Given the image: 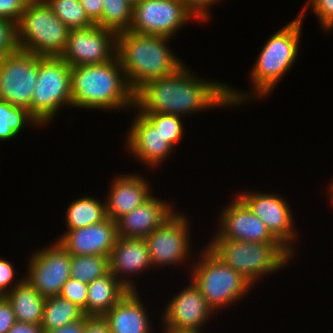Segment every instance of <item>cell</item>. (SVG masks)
<instances>
[{"label": "cell", "instance_id": "cell-28", "mask_svg": "<svg viewBox=\"0 0 333 333\" xmlns=\"http://www.w3.org/2000/svg\"><path fill=\"white\" fill-rule=\"evenodd\" d=\"M110 272L109 257L103 255H71L70 278L89 284Z\"/></svg>", "mask_w": 333, "mask_h": 333}, {"label": "cell", "instance_id": "cell-39", "mask_svg": "<svg viewBox=\"0 0 333 333\" xmlns=\"http://www.w3.org/2000/svg\"><path fill=\"white\" fill-rule=\"evenodd\" d=\"M83 333H111L110 326L104 316L85 315V326Z\"/></svg>", "mask_w": 333, "mask_h": 333}, {"label": "cell", "instance_id": "cell-10", "mask_svg": "<svg viewBox=\"0 0 333 333\" xmlns=\"http://www.w3.org/2000/svg\"><path fill=\"white\" fill-rule=\"evenodd\" d=\"M197 19L182 0H142L133 6L130 31L172 38Z\"/></svg>", "mask_w": 333, "mask_h": 333}, {"label": "cell", "instance_id": "cell-14", "mask_svg": "<svg viewBox=\"0 0 333 333\" xmlns=\"http://www.w3.org/2000/svg\"><path fill=\"white\" fill-rule=\"evenodd\" d=\"M247 207L259 217L271 234L293 255V241L297 239L294 219L289 204L283 197L269 193L241 192L236 195Z\"/></svg>", "mask_w": 333, "mask_h": 333}, {"label": "cell", "instance_id": "cell-3", "mask_svg": "<svg viewBox=\"0 0 333 333\" xmlns=\"http://www.w3.org/2000/svg\"><path fill=\"white\" fill-rule=\"evenodd\" d=\"M70 82L72 108L133 110L135 107V93L118 57L102 64L72 67Z\"/></svg>", "mask_w": 333, "mask_h": 333}, {"label": "cell", "instance_id": "cell-31", "mask_svg": "<svg viewBox=\"0 0 333 333\" xmlns=\"http://www.w3.org/2000/svg\"><path fill=\"white\" fill-rule=\"evenodd\" d=\"M165 140L173 147L177 146L185 133L182 117L168 113H141Z\"/></svg>", "mask_w": 333, "mask_h": 333}, {"label": "cell", "instance_id": "cell-35", "mask_svg": "<svg viewBox=\"0 0 333 333\" xmlns=\"http://www.w3.org/2000/svg\"><path fill=\"white\" fill-rule=\"evenodd\" d=\"M30 0H0V18L18 23Z\"/></svg>", "mask_w": 333, "mask_h": 333}, {"label": "cell", "instance_id": "cell-6", "mask_svg": "<svg viewBox=\"0 0 333 333\" xmlns=\"http://www.w3.org/2000/svg\"><path fill=\"white\" fill-rule=\"evenodd\" d=\"M70 29L44 0H30L17 23L19 50L37 56H61Z\"/></svg>", "mask_w": 333, "mask_h": 333}, {"label": "cell", "instance_id": "cell-9", "mask_svg": "<svg viewBox=\"0 0 333 333\" xmlns=\"http://www.w3.org/2000/svg\"><path fill=\"white\" fill-rule=\"evenodd\" d=\"M38 75V56L17 50L0 59V100L29 110Z\"/></svg>", "mask_w": 333, "mask_h": 333}, {"label": "cell", "instance_id": "cell-24", "mask_svg": "<svg viewBox=\"0 0 333 333\" xmlns=\"http://www.w3.org/2000/svg\"><path fill=\"white\" fill-rule=\"evenodd\" d=\"M5 297L12 305L16 321L41 325L46 297L39 294L25 278Z\"/></svg>", "mask_w": 333, "mask_h": 333}, {"label": "cell", "instance_id": "cell-11", "mask_svg": "<svg viewBox=\"0 0 333 333\" xmlns=\"http://www.w3.org/2000/svg\"><path fill=\"white\" fill-rule=\"evenodd\" d=\"M118 33L94 24L85 29H70L61 58L71 67L102 64L117 57Z\"/></svg>", "mask_w": 333, "mask_h": 333}, {"label": "cell", "instance_id": "cell-37", "mask_svg": "<svg viewBox=\"0 0 333 333\" xmlns=\"http://www.w3.org/2000/svg\"><path fill=\"white\" fill-rule=\"evenodd\" d=\"M15 274V268L12 263L0 258V290L5 295L23 280L22 278L19 281L14 280Z\"/></svg>", "mask_w": 333, "mask_h": 333}, {"label": "cell", "instance_id": "cell-41", "mask_svg": "<svg viewBox=\"0 0 333 333\" xmlns=\"http://www.w3.org/2000/svg\"><path fill=\"white\" fill-rule=\"evenodd\" d=\"M84 326L85 315L79 320L69 322L58 329L44 331V333H83Z\"/></svg>", "mask_w": 333, "mask_h": 333}, {"label": "cell", "instance_id": "cell-8", "mask_svg": "<svg viewBox=\"0 0 333 333\" xmlns=\"http://www.w3.org/2000/svg\"><path fill=\"white\" fill-rule=\"evenodd\" d=\"M71 66L60 56H38V75L31 100V115L40 127L52 122L60 108H72Z\"/></svg>", "mask_w": 333, "mask_h": 333}, {"label": "cell", "instance_id": "cell-16", "mask_svg": "<svg viewBox=\"0 0 333 333\" xmlns=\"http://www.w3.org/2000/svg\"><path fill=\"white\" fill-rule=\"evenodd\" d=\"M218 233L212 238L246 242H279L267 229L265 223L252 213L236 196L231 204L222 208Z\"/></svg>", "mask_w": 333, "mask_h": 333}, {"label": "cell", "instance_id": "cell-34", "mask_svg": "<svg viewBox=\"0 0 333 333\" xmlns=\"http://www.w3.org/2000/svg\"><path fill=\"white\" fill-rule=\"evenodd\" d=\"M88 284L69 278L64 284L59 294L60 297L69 300L83 310L86 315V300Z\"/></svg>", "mask_w": 333, "mask_h": 333}, {"label": "cell", "instance_id": "cell-44", "mask_svg": "<svg viewBox=\"0 0 333 333\" xmlns=\"http://www.w3.org/2000/svg\"><path fill=\"white\" fill-rule=\"evenodd\" d=\"M331 181L332 182L330 183L329 188H327V189L329 191L328 194H330L331 195L330 197H332L331 199H333V179ZM332 202H333V200H332Z\"/></svg>", "mask_w": 333, "mask_h": 333}, {"label": "cell", "instance_id": "cell-25", "mask_svg": "<svg viewBox=\"0 0 333 333\" xmlns=\"http://www.w3.org/2000/svg\"><path fill=\"white\" fill-rule=\"evenodd\" d=\"M65 217L67 231L102 222L107 218L106 202L92 196L80 197L67 207Z\"/></svg>", "mask_w": 333, "mask_h": 333}, {"label": "cell", "instance_id": "cell-22", "mask_svg": "<svg viewBox=\"0 0 333 333\" xmlns=\"http://www.w3.org/2000/svg\"><path fill=\"white\" fill-rule=\"evenodd\" d=\"M138 295L137 290L128 291L104 315L111 333H152L149 313Z\"/></svg>", "mask_w": 333, "mask_h": 333}, {"label": "cell", "instance_id": "cell-17", "mask_svg": "<svg viewBox=\"0 0 333 333\" xmlns=\"http://www.w3.org/2000/svg\"><path fill=\"white\" fill-rule=\"evenodd\" d=\"M117 238V221L107 217L102 222L68 230L57 238V241L70 255H103L110 257Z\"/></svg>", "mask_w": 333, "mask_h": 333}, {"label": "cell", "instance_id": "cell-20", "mask_svg": "<svg viewBox=\"0 0 333 333\" xmlns=\"http://www.w3.org/2000/svg\"><path fill=\"white\" fill-rule=\"evenodd\" d=\"M168 203L152 195L143 204L124 214L117 220L118 237H147L176 211Z\"/></svg>", "mask_w": 333, "mask_h": 333}, {"label": "cell", "instance_id": "cell-26", "mask_svg": "<svg viewBox=\"0 0 333 333\" xmlns=\"http://www.w3.org/2000/svg\"><path fill=\"white\" fill-rule=\"evenodd\" d=\"M83 316V310L69 300L60 296L47 297L41 327L44 331L58 329L69 322L81 319Z\"/></svg>", "mask_w": 333, "mask_h": 333}, {"label": "cell", "instance_id": "cell-19", "mask_svg": "<svg viewBox=\"0 0 333 333\" xmlns=\"http://www.w3.org/2000/svg\"><path fill=\"white\" fill-rule=\"evenodd\" d=\"M110 272L130 291L136 290L131 276L152 267L144 238L118 237L109 257ZM151 266V267H150ZM126 277V278H125ZM129 277V278H128Z\"/></svg>", "mask_w": 333, "mask_h": 333}, {"label": "cell", "instance_id": "cell-46", "mask_svg": "<svg viewBox=\"0 0 333 333\" xmlns=\"http://www.w3.org/2000/svg\"><path fill=\"white\" fill-rule=\"evenodd\" d=\"M5 297V294L0 290V301Z\"/></svg>", "mask_w": 333, "mask_h": 333}, {"label": "cell", "instance_id": "cell-33", "mask_svg": "<svg viewBox=\"0 0 333 333\" xmlns=\"http://www.w3.org/2000/svg\"><path fill=\"white\" fill-rule=\"evenodd\" d=\"M19 50L17 42V23L0 18V59Z\"/></svg>", "mask_w": 333, "mask_h": 333}, {"label": "cell", "instance_id": "cell-36", "mask_svg": "<svg viewBox=\"0 0 333 333\" xmlns=\"http://www.w3.org/2000/svg\"><path fill=\"white\" fill-rule=\"evenodd\" d=\"M183 4L194 14L199 22H207L210 17L211 5L220 3L221 0H182Z\"/></svg>", "mask_w": 333, "mask_h": 333}, {"label": "cell", "instance_id": "cell-15", "mask_svg": "<svg viewBox=\"0 0 333 333\" xmlns=\"http://www.w3.org/2000/svg\"><path fill=\"white\" fill-rule=\"evenodd\" d=\"M172 300H169L163 311L161 322L164 327L182 330L200 331L211 315L213 309L207 304L200 289L191 280Z\"/></svg>", "mask_w": 333, "mask_h": 333}, {"label": "cell", "instance_id": "cell-13", "mask_svg": "<svg viewBox=\"0 0 333 333\" xmlns=\"http://www.w3.org/2000/svg\"><path fill=\"white\" fill-rule=\"evenodd\" d=\"M34 252L25 279L43 297L59 296L70 278L71 255L58 241Z\"/></svg>", "mask_w": 333, "mask_h": 333}, {"label": "cell", "instance_id": "cell-40", "mask_svg": "<svg viewBox=\"0 0 333 333\" xmlns=\"http://www.w3.org/2000/svg\"><path fill=\"white\" fill-rule=\"evenodd\" d=\"M88 18L96 24L102 17V0H79Z\"/></svg>", "mask_w": 333, "mask_h": 333}, {"label": "cell", "instance_id": "cell-29", "mask_svg": "<svg viewBox=\"0 0 333 333\" xmlns=\"http://www.w3.org/2000/svg\"><path fill=\"white\" fill-rule=\"evenodd\" d=\"M103 11L96 25L120 33L129 30L133 6L127 0H102Z\"/></svg>", "mask_w": 333, "mask_h": 333}, {"label": "cell", "instance_id": "cell-12", "mask_svg": "<svg viewBox=\"0 0 333 333\" xmlns=\"http://www.w3.org/2000/svg\"><path fill=\"white\" fill-rule=\"evenodd\" d=\"M189 224L186 215L174 212L144 238L153 267L162 268L187 263L184 261L189 260L188 257L191 255Z\"/></svg>", "mask_w": 333, "mask_h": 333}, {"label": "cell", "instance_id": "cell-21", "mask_svg": "<svg viewBox=\"0 0 333 333\" xmlns=\"http://www.w3.org/2000/svg\"><path fill=\"white\" fill-rule=\"evenodd\" d=\"M146 180L137 174L116 176L110 184V192L106 198L107 217L117 221L148 200L152 196V191Z\"/></svg>", "mask_w": 333, "mask_h": 333}, {"label": "cell", "instance_id": "cell-2", "mask_svg": "<svg viewBox=\"0 0 333 333\" xmlns=\"http://www.w3.org/2000/svg\"><path fill=\"white\" fill-rule=\"evenodd\" d=\"M302 22L303 20L297 16L285 27L274 32L261 48L259 57L250 71L252 92H240L228 86V100L231 108L244 104L250 98L261 97L262 99L263 96L266 97L271 94V91L273 92L274 87L278 85L298 57Z\"/></svg>", "mask_w": 333, "mask_h": 333}, {"label": "cell", "instance_id": "cell-5", "mask_svg": "<svg viewBox=\"0 0 333 333\" xmlns=\"http://www.w3.org/2000/svg\"><path fill=\"white\" fill-rule=\"evenodd\" d=\"M206 247L223 263L246 278L252 286L259 278L278 272L293 259V254L280 242L213 238Z\"/></svg>", "mask_w": 333, "mask_h": 333}, {"label": "cell", "instance_id": "cell-23", "mask_svg": "<svg viewBox=\"0 0 333 333\" xmlns=\"http://www.w3.org/2000/svg\"><path fill=\"white\" fill-rule=\"evenodd\" d=\"M129 290L111 273L88 284L86 315L104 316Z\"/></svg>", "mask_w": 333, "mask_h": 333}, {"label": "cell", "instance_id": "cell-38", "mask_svg": "<svg viewBox=\"0 0 333 333\" xmlns=\"http://www.w3.org/2000/svg\"><path fill=\"white\" fill-rule=\"evenodd\" d=\"M16 317L11 303L4 297L0 301V333H8L9 329L15 324Z\"/></svg>", "mask_w": 333, "mask_h": 333}, {"label": "cell", "instance_id": "cell-4", "mask_svg": "<svg viewBox=\"0 0 333 333\" xmlns=\"http://www.w3.org/2000/svg\"><path fill=\"white\" fill-rule=\"evenodd\" d=\"M170 39L130 30L118 33L117 57L134 93L147 82L170 75L183 65L168 47Z\"/></svg>", "mask_w": 333, "mask_h": 333}, {"label": "cell", "instance_id": "cell-18", "mask_svg": "<svg viewBox=\"0 0 333 333\" xmlns=\"http://www.w3.org/2000/svg\"><path fill=\"white\" fill-rule=\"evenodd\" d=\"M136 114L127 132L126 146L132 156L149 167L164 163L174 148L165 140L158 130L139 112Z\"/></svg>", "mask_w": 333, "mask_h": 333}, {"label": "cell", "instance_id": "cell-32", "mask_svg": "<svg viewBox=\"0 0 333 333\" xmlns=\"http://www.w3.org/2000/svg\"><path fill=\"white\" fill-rule=\"evenodd\" d=\"M308 6L311 7V11L316 14L324 31L333 30V0H307V4L298 15L302 20L306 15L305 12Z\"/></svg>", "mask_w": 333, "mask_h": 333}, {"label": "cell", "instance_id": "cell-42", "mask_svg": "<svg viewBox=\"0 0 333 333\" xmlns=\"http://www.w3.org/2000/svg\"><path fill=\"white\" fill-rule=\"evenodd\" d=\"M8 333H44V330L41 325L16 321Z\"/></svg>", "mask_w": 333, "mask_h": 333}, {"label": "cell", "instance_id": "cell-1", "mask_svg": "<svg viewBox=\"0 0 333 333\" xmlns=\"http://www.w3.org/2000/svg\"><path fill=\"white\" fill-rule=\"evenodd\" d=\"M182 65L174 73L147 82L135 93L136 111L184 118L207 108L230 106L228 84L201 79Z\"/></svg>", "mask_w": 333, "mask_h": 333}, {"label": "cell", "instance_id": "cell-45", "mask_svg": "<svg viewBox=\"0 0 333 333\" xmlns=\"http://www.w3.org/2000/svg\"><path fill=\"white\" fill-rule=\"evenodd\" d=\"M132 6L140 3L142 0H127Z\"/></svg>", "mask_w": 333, "mask_h": 333}, {"label": "cell", "instance_id": "cell-7", "mask_svg": "<svg viewBox=\"0 0 333 333\" xmlns=\"http://www.w3.org/2000/svg\"><path fill=\"white\" fill-rule=\"evenodd\" d=\"M191 267V280L215 313L243 299L252 289L246 278L223 263L207 247L201 250L198 261Z\"/></svg>", "mask_w": 333, "mask_h": 333}, {"label": "cell", "instance_id": "cell-30", "mask_svg": "<svg viewBox=\"0 0 333 333\" xmlns=\"http://www.w3.org/2000/svg\"><path fill=\"white\" fill-rule=\"evenodd\" d=\"M53 13L69 29H85L94 25L79 0H44Z\"/></svg>", "mask_w": 333, "mask_h": 333}, {"label": "cell", "instance_id": "cell-43", "mask_svg": "<svg viewBox=\"0 0 333 333\" xmlns=\"http://www.w3.org/2000/svg\"><path fill=\"white\" fill-rule=\"evenodd\" d=\"M165 328L163 333H201V331H194V330H182V329H173V328H168V327H163Z\"/></svg>", "mask_w": 333, "mask_h": 333}, {"label": "cell", "instance_id": "cell-27", "mask_svg": "<svg viewBox=\"0 0 333 333\" xmlns=\"http://www.w3.org/2000/svg\"><path fill=\"white\" fill-rule=\"evenodd\" d=\"M27 124L40 125L29 110L0 100V141L15 138Z\"/></svg>", "mask_w": 333, "mask_h": 333}]
</instances>
